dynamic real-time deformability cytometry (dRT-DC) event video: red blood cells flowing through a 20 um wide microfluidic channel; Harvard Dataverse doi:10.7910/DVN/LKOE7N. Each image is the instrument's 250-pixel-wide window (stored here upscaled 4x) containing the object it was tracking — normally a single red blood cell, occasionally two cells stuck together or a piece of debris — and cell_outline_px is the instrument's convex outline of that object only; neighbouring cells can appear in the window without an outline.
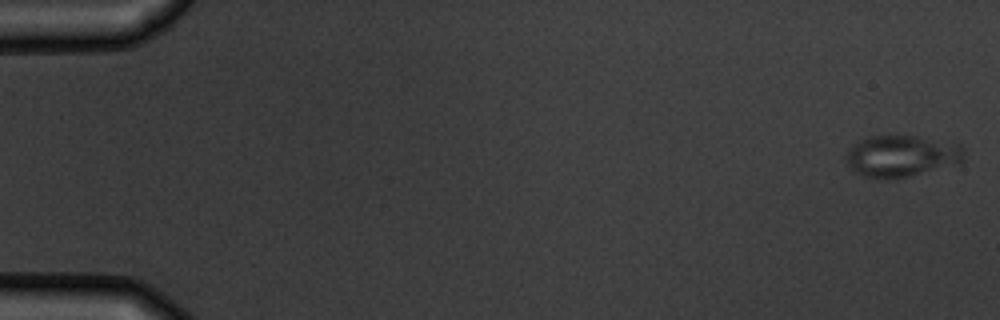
{"species": "common noctule bat (a hibernating species)", "species_latin": "Nyctalus noctula", "temperature_condition": "warm", "stored_images_in_passage": 5, "camera_frame_rate_fps": 3000, "um_per_image_px": 0.085, "animal": {"sex": "male", "body_mass_g": 19.5, "forearm_length_mm": 54.6}, "frame": {"image": 1, "passage_image": 1, "time_ms": 0.0, "image_size_px": [1000, 320], "cell_outline_px": [[964, 160], [960, 164], [908, 176], [888, 180], [884, 180], [860, 176], [848, 164], [844, 156], [860, 140], [868, 136], [916, 136], [956, 140], [964, 148]], "centroid_in_image_um": [76.72, 13.26], "position_along_channel_um": 8.3, "area_um2": 29.25}}